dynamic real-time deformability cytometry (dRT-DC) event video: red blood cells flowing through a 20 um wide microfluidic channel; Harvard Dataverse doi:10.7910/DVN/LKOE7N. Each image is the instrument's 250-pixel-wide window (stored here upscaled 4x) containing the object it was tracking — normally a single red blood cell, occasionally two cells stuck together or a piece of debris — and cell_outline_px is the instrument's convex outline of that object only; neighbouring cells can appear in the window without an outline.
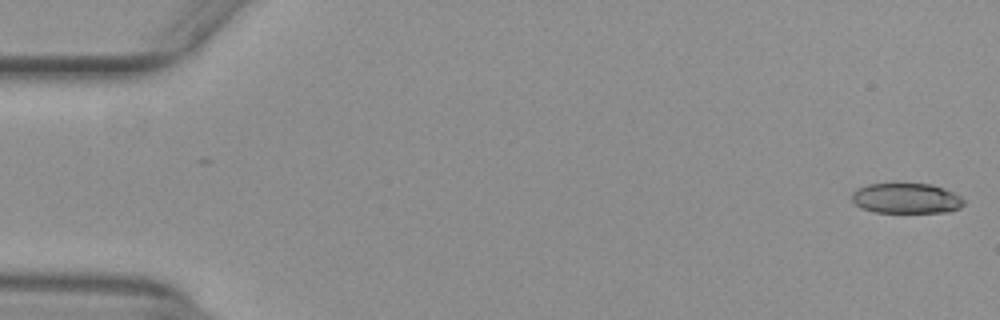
{"species": "common noctule bat (a hibernating species)", "species_latin": "Nyctalus noctula", "temperature_condition": "warm", "stored_images_in_passage": 53, "camera_frame_rate_fps": 3000, "um_per_image_px": 0.085, "animal": {"sex": "female", "body_mass_g": 29.2, "forearm_length_mm": 56.3}, "frame": {"image": 1, "passage_image": 1, "time_ms": 0.0, "image_size_px": [1000, 320], "cell_outline_px": [[964, 204], [960, 208], [948, 212], [872, 212], [860, 208], [852, 200], [852, 192], [856, 188], [868, 184], [892, 180], [900, 180], [932, 184], [944, 188], [960, 196], [964, 200]], "centroid_in_image_um": [76.99, 16.79], "position_along_channel_um": 8.0, "area_um2": 20.87}}
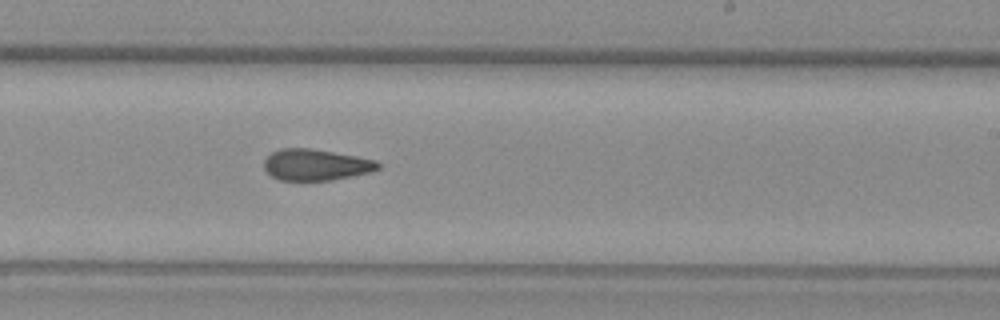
{"frame": {"image": 2, "passage_image": 32, "time_ms": 10.333, "image_size_px": [1000, 320], "cell_outline_px": [[380, 168], [372, 172], [332, 180], [280, 180], [272, 176], [264, 168], [264, 160], [272, 152], [280, 148], [312, 148], [356, 156], [376, 160], [380, 164]], "centroid_in_image_um": [26.86, 14.0], "position_along_channel_um": 262.1, "area_um2": 20.81}}
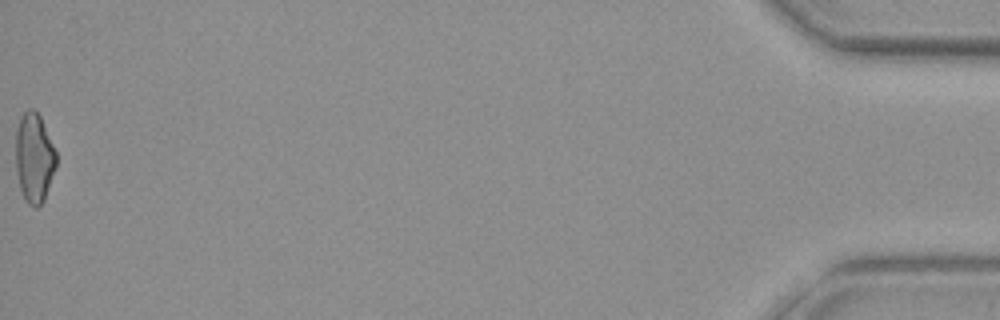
{"frame": {"image": 3, "passage_image": 53, "time_ms": 17.333, "image_size_px": [1000, 320], "cell_outline_px": [[56, 168], [44, 200], [36, 208], [28, 204], [24, 200], [20, 188], [16, 172], [16, 128], [20, 116], [28, 108], [32, 108], [40, 116], [56, 152]], "centroid_in_image_um": [2.89, 13.42], "position_along_channel_um": 432.3, "area_um2": 21.21}, "authors_computed_cell_mechanics": {"area_um2": 21.2704, "velocity_mm_per_s": 3.9523, "shape_relaxation_time_tau1_ms": null, "shape_relaxation_time_tau2_ms": 4.6246, "deformation_change_tau1": null, "deformation_change_tau2": 0.1391}}